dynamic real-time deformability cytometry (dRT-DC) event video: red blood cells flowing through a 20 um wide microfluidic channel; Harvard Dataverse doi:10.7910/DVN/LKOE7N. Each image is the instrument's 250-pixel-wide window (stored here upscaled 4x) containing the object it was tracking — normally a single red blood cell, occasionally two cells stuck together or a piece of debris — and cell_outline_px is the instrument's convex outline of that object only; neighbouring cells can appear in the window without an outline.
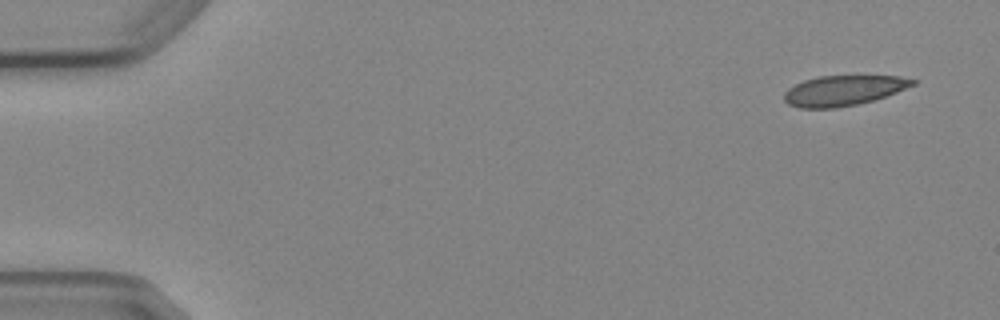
{"species": "Egyptian fruit bat (a non-hibernating species)", "species_latin": "Rousettus aegyptiacus", "temperature_condition": "cold", "stored_images_in_passage": 4, "camera_frame_rate_fps": 3000, "um_per_image_px": 0.085, "animal": {"sex": "female"}, "frame": {"image": 1, "passage_image": 1, "time_ms": 0.0, "image_size_px": [1000, 320], "cell_outline_px": [[920, 80], [916, 84], [876, 100], [836, 108], [800, 108], [788, 104], [784, 100], [784, 92], [788, 88], [804, 80], [820, 76], [900, 76]], "centroid_in_image_um": [71.72, 7.69], "position_along_channel_um": 13.3, "area_um2": 22.72}}